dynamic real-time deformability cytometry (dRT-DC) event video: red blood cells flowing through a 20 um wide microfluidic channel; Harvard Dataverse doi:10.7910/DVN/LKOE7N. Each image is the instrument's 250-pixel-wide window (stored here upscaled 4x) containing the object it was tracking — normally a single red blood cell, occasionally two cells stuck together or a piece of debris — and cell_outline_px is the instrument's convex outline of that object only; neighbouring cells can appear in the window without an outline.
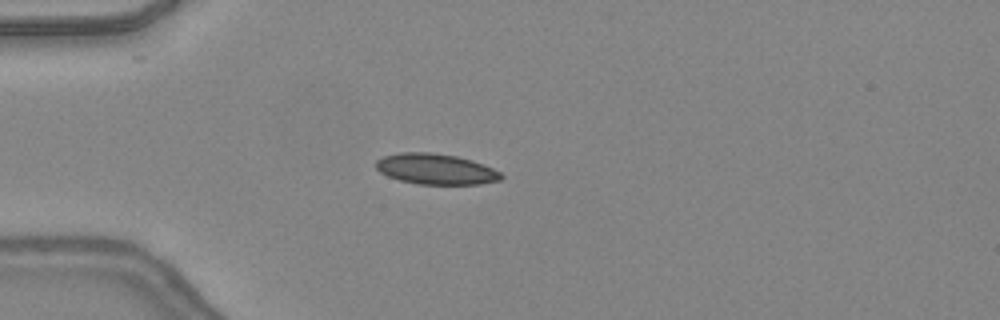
{"species": "common noctule bat (a hibernating species)", "species_latin": "Nyctalus noctula", "temperature_condition": "warm", "stored_images_in_passage": 35, "camera_frame_rate_fps": 3000, "um_per_image_px": 0.085, "animal": {"sex": "female", "body_mass_g": 24.6, "forearm_length_mm": 56.2}, "frame": {"image": 1, "passage_image": 1, "time_ms": 0.0, "image_size_px": [1000, 320], "cell_outline_px": [[504, 176], [500, 180], [480, 184], [416, 184], [400, 180], [388, 176], [380, 172], [376, 168], [376, 160], [384, 156], [400, 152], [428, 152], [456, 156], [472, 160], [484, 164], [500, 172]], "centroid_in_image_um": [37.04, 14.37], "position_along_channel_um": 48.0, "area_um2": 22.37}}
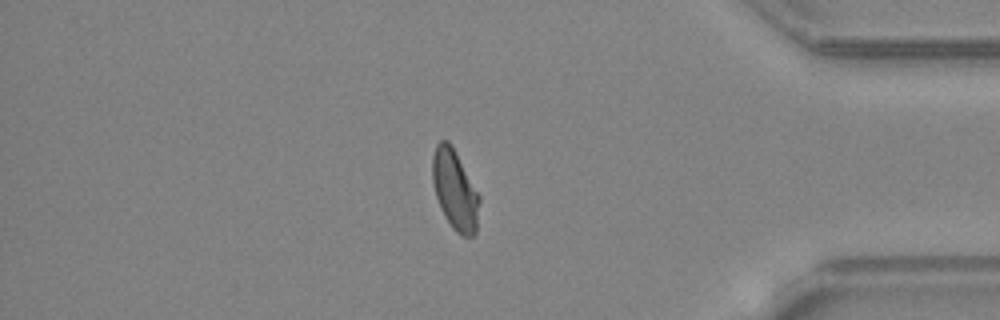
{"frame": {"image": 2, "passage_image": 28, "time_ms": 9.0, "image_size_px": [1000, 320], "cell_outline_px": [[480, 200], [476, 232], [472, 236], [460, 236], [452, 228], [444, 216], [440, 208], [436, 196], [432, 180], [432, 156], [436, 144], [440, 140], [448, 140], [452, 144], [480, 196]], "centroid_in_image_um": [38.66, 16.13], "position_along_channel_um": 396.5, "area_um2": 22.08}}
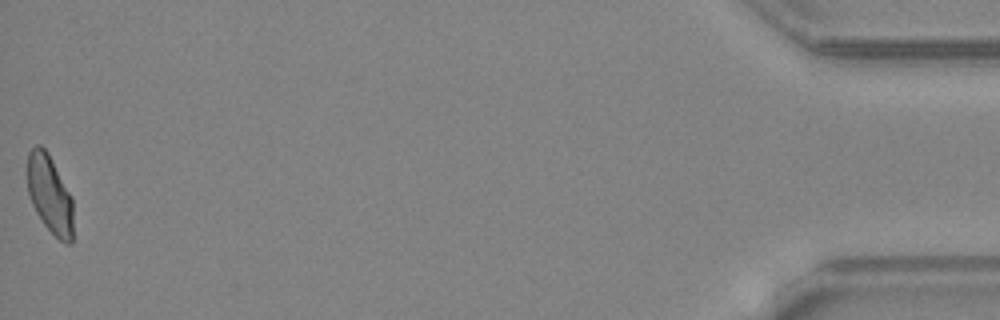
{"frame": {"image": 3, "passage_image": 35, "time_ms": 11.333, "image_size_px": [1000, 320], "cell_outline_px": [[72, 244], [64, 244], [44, 224], [36, 212], [32, 204], [28, 192], [24, 172], [28, 152], [36, 144], [40, 144], [48, 152], [72, 196]], "centroid_in_image_um": [4.18, 16.45], "position_along_channel_um": 431.0, "area_um2": 21.39}, "authors_computed_cell_mechanics": {"area_um2": 21.9062, "velocity_mm_per_s": 4.4, "shape_relaxation_time_tau1_ms": 8.6051, "shape_relaxation_time_tau2_ms": 1.2415, "deformation_change_tau1": 0.1834, "deformation_change_tau2": 0.0576}}